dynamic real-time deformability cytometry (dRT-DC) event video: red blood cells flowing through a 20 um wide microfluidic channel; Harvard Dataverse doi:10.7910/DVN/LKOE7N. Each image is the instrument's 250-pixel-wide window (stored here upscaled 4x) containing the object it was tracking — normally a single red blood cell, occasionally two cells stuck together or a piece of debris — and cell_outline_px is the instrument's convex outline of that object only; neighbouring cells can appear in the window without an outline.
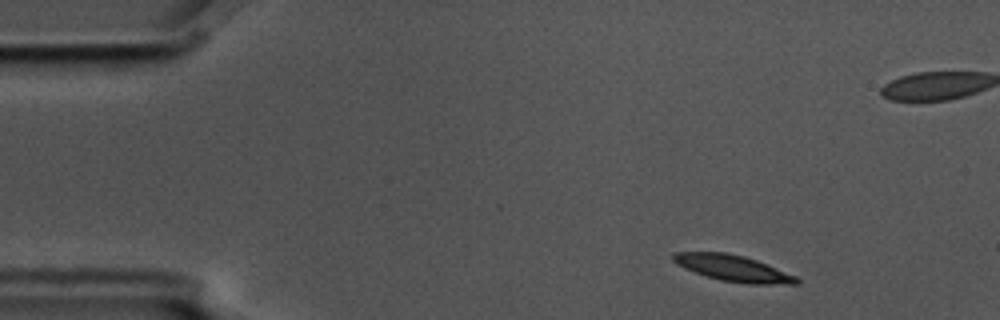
{"species": "common noctule bat (a hibernating species)", "species_latin": "Nyctalus noctula", "temperature_condition": "cold", "stored_images_in_passage": 4, "camera_frame_rate_fps": 3000, "um_per_image_px": 0.085, "animal": {"sex": "male", "body_mass_g": 17.5, "forearm_length_mm": 52.3}, "frame": {"image": 1, "passage_image": 1, "time_ms": 0.0, "image_size_px": [1000, 320], "cell_outline_px": [[800, 284], [748, 284], [720, 280], [684, 268], [672, 260], [672, 256], [676, 252], [728, 252], [744, 256], [756, 260], [796, 276], [800, 280]], "centroid_in_image_um": [62.33, 22.8], "position_along_channel_um": 22.7, "area_um2": 18.67}}